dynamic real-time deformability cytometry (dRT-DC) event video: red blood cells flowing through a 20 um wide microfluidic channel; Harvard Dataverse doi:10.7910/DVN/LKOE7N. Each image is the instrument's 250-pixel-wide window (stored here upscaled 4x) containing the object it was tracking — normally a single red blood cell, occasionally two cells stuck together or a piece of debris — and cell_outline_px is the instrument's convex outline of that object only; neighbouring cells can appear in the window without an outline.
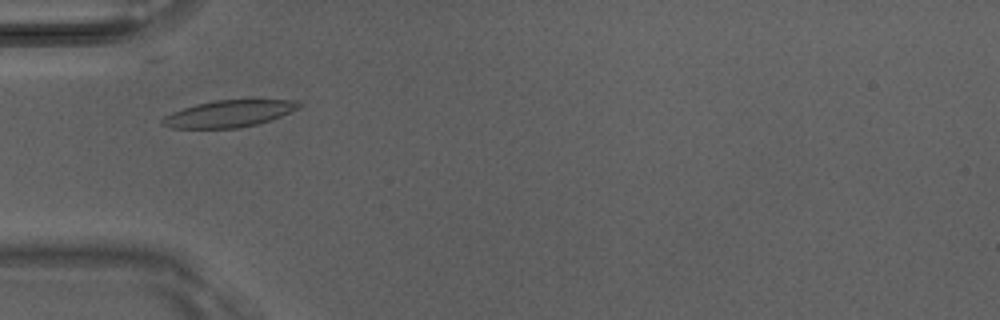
{"species": "Egyptian fruit bat (a non-hibernating species)", "species_latin": "Rousettus aegyptiacus", "temperature_condition": "room temperature", "stored_images_in_passage": 46, "camera_frame_rate_fps": 3000, "um_per_image_px": 0.085, "animal": {"sex": "male"}, "frame": {"image": 1, "passage_image": 12, "time_ms": 3.667, "image_size_px": [1000, 320], "cell_outline_px": [[304, 104], [300, 108], [280, 116], [256, 124], [236, 128], [172, 128], [160, 124], [160, 120], [164, 116], [172, 112], [196, 104], [216, 100], [292, 100]], "centroid_in_image_um": [19.43, 9.66], "position_along_channel_um": 65.6, "area_um2": 21.15}}
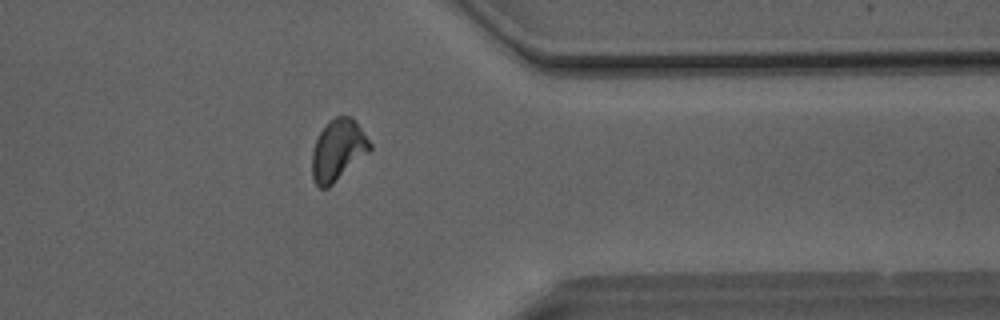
{"frame": {"image": 2, "passage_image": 36, "time_ms": 11.667, "image_size_px": [1000, 320], "cell_outline_px": [[372, 148], [368, 152], [328, 188], [320, 188], [316, 184], [312, 176], [312, 152], [316, 140], [324, 124], [328, 120], [336, 116], [352, 116], [356, 120], [372, 144]], "centroid_in_image_um": [28.72, 12.72], "position_along_channel_um": 382.7, "area_um2": 20.63}}
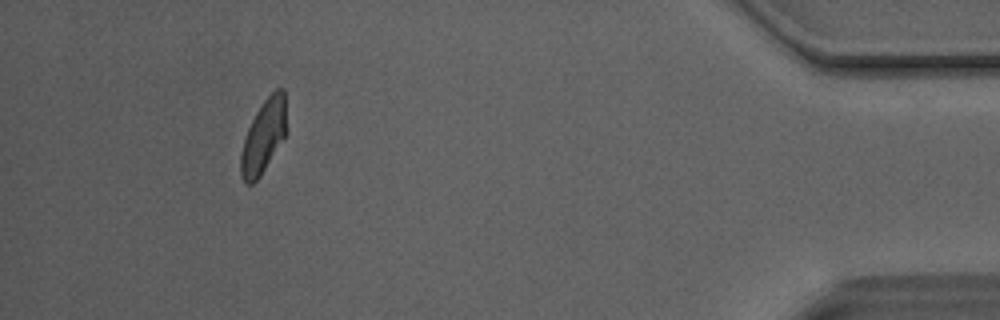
{"frame": {"image": 3, "passage_image": 42, "time_ms": 13.667, "image_size_px": [1000, 320], "cell_outline_px": [[284, 136], [260, 176], [252, 184], [244, 184], [240, 176], [240, 152], [244, 136], [256, 112], [264, 100], [276, 88], [284, 88]], "centroid_in_image_um": [22.33, 11.64], "position_along_channel_um": 412.9, "area_um2": 19.02}, "authors_computed_cell_mechanics": {"area_um2": 20.519, "velocity_mm_per_s": 4.1075, "shape_relaxation_time_tau1_ms": 3.5603, "shape_relaxation_time_tau2_ms": 1.938, "deformation_change_tau1": 0.14, "deformation_change_tau2": 0.0642}}